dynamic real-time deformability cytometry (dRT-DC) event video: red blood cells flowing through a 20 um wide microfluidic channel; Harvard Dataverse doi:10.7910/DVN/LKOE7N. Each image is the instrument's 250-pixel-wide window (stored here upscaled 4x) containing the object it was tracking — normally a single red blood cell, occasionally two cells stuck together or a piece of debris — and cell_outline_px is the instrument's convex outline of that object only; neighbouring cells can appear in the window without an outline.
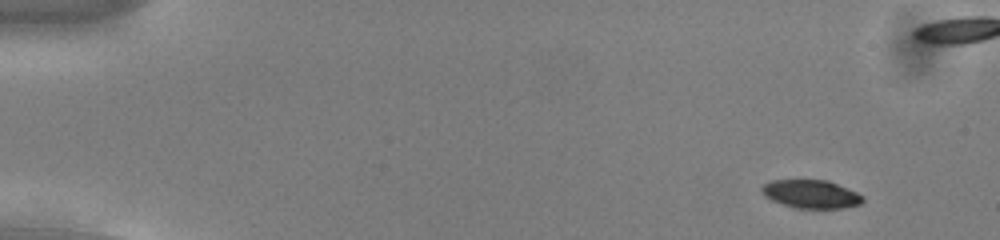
{"species": "common noctule bat (a hibernating species)", "species_latin": "Nyctalus noctula", "temperature_condition": "cold", "stored_images_in_passage": 57, "camera_frame_rate_fps": 3000, "um_per_image_px": 0.085, "animal": {"sex": "male", "body_mass_g": 13.0, "forearm_length_mm": 53.1}, "frame": {"image": 1, "passage_image": 5, "time_ms": 1.333, "image_size_px": [1000, 240], "cell_outline_px": [[864, 200], [860, 204], [844, 208], [796, 208], [772, 200], [764, 196], [760, 188], [764, 184], [772, 180], [828, 180], [848, 188], [864, 196]], "centroid_in_image_um": [68.95, 16.49], "position_along_channel_um": 16.0, "area_um2": 16.65}}
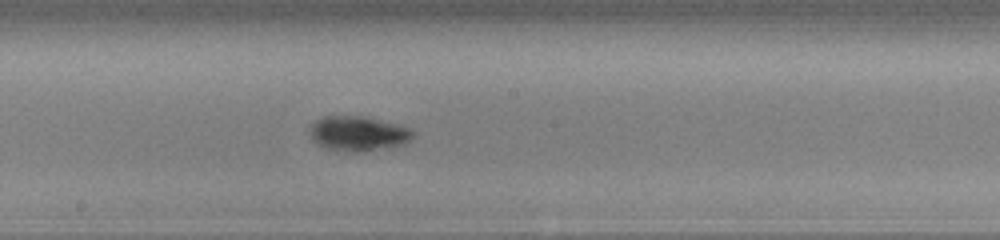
{"frame": {"image": 2, "passage_image": 31, "time_ms": 10.0, "image_size_px": [1000, 240], "cell_outline_px": [[416, 136], [404, 144], [388, 148], [364, 152], [344, 152], [324, 148], [316, 144], [312, 140], [308, 132], [308, 128], [316, 120], [324, 116], [364, 116], [400, 124], [416, 132]], "centroid_in_image_um": [30.44, 11.37], "position_along_channel_um": 217.8, "area_um2": 21.62}}
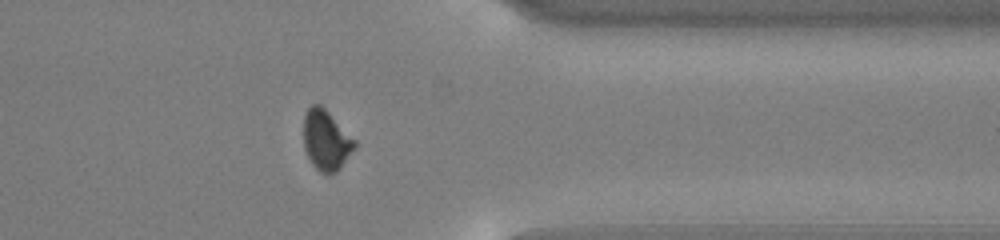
{"frame": {"image": 3, "passage_image": 45, "time_ms": 14.667, "image_size_px": [1000, 240], "cell_outline_px": [[356, 148], [336, 172], [328, 176], [320, 172], [312, 164], [304, 148], [304, 116], [308, 108], [312, 104], [320, 104], [356, 140]], "centroid_in_image_um": [27.73, 11.94], "position_along_channel_um": 383.7, "area_um2": 17.92}, "authors_computed_cell_mechanics": {"area_um2": 18.1492, "velocity_mm_per_s": 3.743, "shape_relaxation_time_tau1_ms": 2.4665, "shape_relaxation_time_tau2_ms": null, "deformation_change_tau1": 0.0909, "deformation_change_tau2": null}}